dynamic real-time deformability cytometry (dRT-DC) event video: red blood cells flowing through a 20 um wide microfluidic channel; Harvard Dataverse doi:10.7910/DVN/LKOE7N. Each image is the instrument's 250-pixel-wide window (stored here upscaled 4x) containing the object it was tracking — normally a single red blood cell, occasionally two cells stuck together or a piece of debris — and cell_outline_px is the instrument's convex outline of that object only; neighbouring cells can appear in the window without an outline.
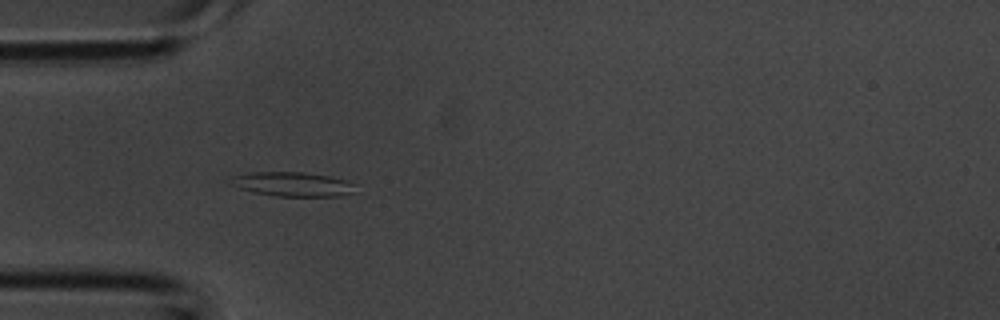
{"species": "common noctule bat (a hibernating species)", "species_latin": "Nyctalus noctula", "temperature_condition": "room temperature", "stored_images_in_passage": 3, "camera_frame_rate_fps": 3000, "um_per_image_px": 0.085, "animal": {"sex": "male", "body_mass_g": 20.1, "forearm_length_mm": 53.5}, "frame": {"image": 1, "passage_image": 3, "time_ms": 0.667, "image_size_px": [1000, 320], "cell_outline_px": [[356, 192], [340, 196], [276, 196], [256, 192], [240, 188], [228, 184], [232, 176], [252, 172], [304, 172], [332, 176], [348, 180], [352, 184]], "centroid_in_image_um": [24.89, 15.65], "position_along_channel_um": 60.1, "area_um2": 17.74}}